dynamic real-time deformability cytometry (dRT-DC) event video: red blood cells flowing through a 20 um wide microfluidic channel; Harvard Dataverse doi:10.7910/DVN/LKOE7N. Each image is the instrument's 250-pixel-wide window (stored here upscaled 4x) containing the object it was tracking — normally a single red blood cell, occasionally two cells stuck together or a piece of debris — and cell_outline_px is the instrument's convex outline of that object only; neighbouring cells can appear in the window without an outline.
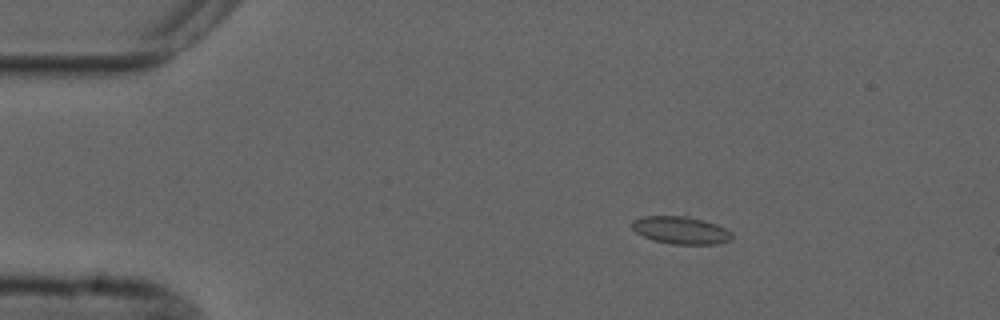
{"species": "common noctule bat (a hibernating species)", "species_latin": "Nyctalus noctula", "temperature_condition": "cold", "stored_images_in_passage": 4, "camera_frame_rate_fps": 3000, "um_per_image_px": 0.085, "animal": {"sex": "male", "forearm_length_mm": 52.5}, "frame": {"image": 1, "passage_image": 2, "time_ms": 1.0, "image_size_px": [1000, 320], "cell_outline_px": [[732, 240], [716, 244], [672, 244], [652, 240], [636, 232], [632, 228], [632, 220], [644, 216], [688, 216], [704, 220], [716, 224], [732, 232]], "centroid_in_image_um": [57.87, 19.57], "position_along_channel_um": 27.1, "area_um2": 16.07}}
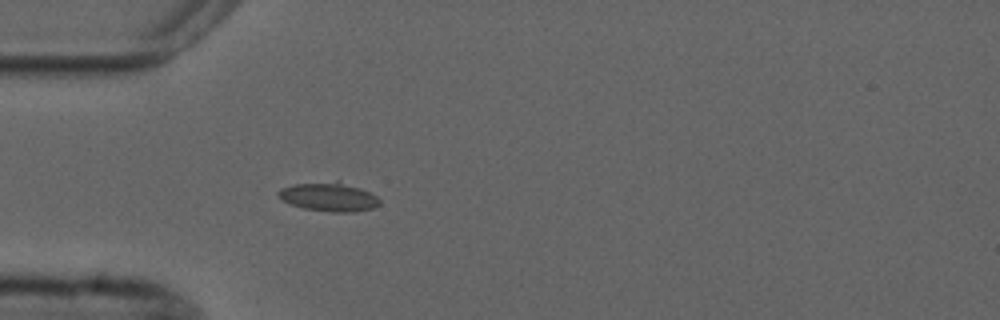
{"frame": {"image": 2, "passage_image": 4, "time_ms": 3.333, "image_size_px": [1000, 320], "cell_outline_px": [[380, 204], [372, 208], [352, 212], [332, 212], [304, 208], [292, 204], [276, 196], [276, 192], [280, 188], [292, 184], [336, 180], [340, 180], [360, 188], [376, 196], [380, 200]], "centroid_in_image_um": [27.93, 16.71], "position_along_channel_um": 57.1, "area_um2": 17.17}}